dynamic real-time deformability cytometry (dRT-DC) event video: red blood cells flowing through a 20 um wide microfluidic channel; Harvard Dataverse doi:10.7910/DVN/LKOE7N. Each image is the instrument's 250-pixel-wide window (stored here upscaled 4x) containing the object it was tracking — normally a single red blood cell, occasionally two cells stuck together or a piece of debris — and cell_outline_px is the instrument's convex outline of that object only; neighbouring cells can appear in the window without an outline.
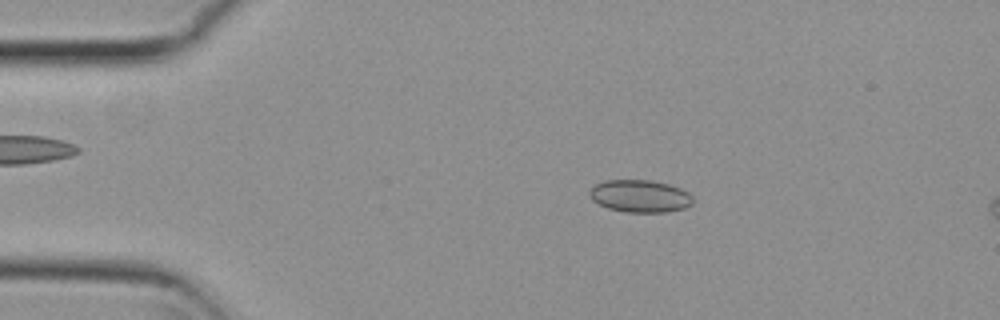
{"species": "common noctule bat (a hibernating species)", "species_latin": "Nyctalus noctula", "temperature_condition": "cold", "stored_images_in_passage": 4, "camera_frame_rate_fps": 3000, "um_per_image_px": 0.085, "animal": {"sex": "female", "body_mass_g": 29.2, "forearm_length_mm": 56.3}, "frame": {"image": 1, "passage_image": 3, "time_ms": 0.667, "image_size_px": [1000, 320], "cell_outline_px": [[692, 204], [684, 208], [668, 212], [624, 212], [608, 208], [592, 200], [588, 196], [588, 192], [596, 184], [604, 180], [648, 180], [668, 184], [680, 188], [688, 192], [692, 196]], "centroid_in_image_um": [54.38, 16.67], "position_along_channel_um": 30.6, "area_um2": 19.54}}